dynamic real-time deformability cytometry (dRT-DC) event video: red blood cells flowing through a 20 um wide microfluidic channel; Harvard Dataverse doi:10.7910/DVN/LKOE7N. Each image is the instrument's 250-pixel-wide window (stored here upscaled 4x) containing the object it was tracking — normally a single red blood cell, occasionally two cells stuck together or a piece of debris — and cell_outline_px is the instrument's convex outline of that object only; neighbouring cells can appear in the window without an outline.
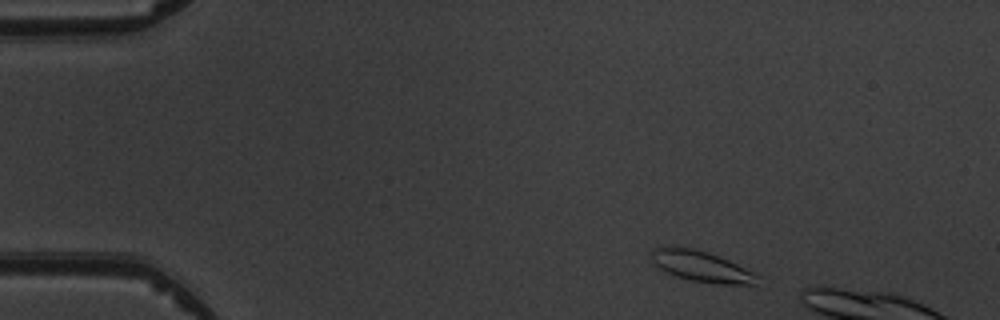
{"species": "common noctule bat (a hibernating species)", "species_latin": "Nyctalus noctula", "temperature_condition": "warm", "stored_images_in_passage": 3, "camera_frame_rate_fps": 3000, "um_per_image_px": 0.085, "animal": {"sex": "male", "body_mass_g": 19.5, "forearm_length_mm": 54.6}, "frame": {"image": 1, "passage_image": 1, "time_ms": 0.0, "image_size_px": [1000, 320], "cell_outline_px": [[756, 284], [720, 284], [692, 280], [676, 276], [656, 268], [652, 264], [652, 248], [692, 248], [728, 260], [756, 272]], "centroid_in_image_um": [59.59, 22.66], "position_along_channel_um": 25.4, "area_um2": 18.5}}